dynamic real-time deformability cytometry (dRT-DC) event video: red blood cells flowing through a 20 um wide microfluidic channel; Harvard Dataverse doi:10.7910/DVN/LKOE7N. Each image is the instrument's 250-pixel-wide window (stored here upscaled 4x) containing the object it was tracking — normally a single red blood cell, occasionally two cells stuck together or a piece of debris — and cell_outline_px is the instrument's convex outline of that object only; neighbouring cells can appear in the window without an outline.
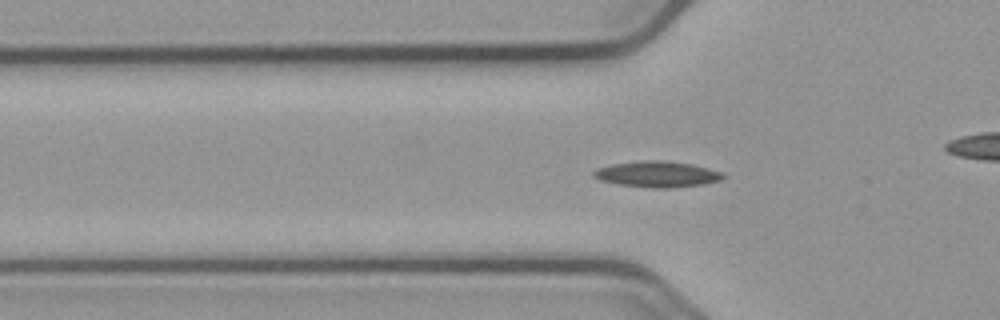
{"species": "common noctule bat (a hibernating species)", "species_latin": "Nyctalus noctula", "temperature_condition": "cold", "stored_images_in_passage": 42, "camera_frame_rate_fps": 3000, "um_per_image_px": 0.085, "animal": {"sex": "male", "body_mass_g": 23.1, "forearm_length_mm": 52.7}, "frame": {"image": 1, "passage_image": 4, "time_ms": 1.0, "image_size_px": [1000, 320], "cell_outline_px": [[728, 176], [720, 180], [704, 184], [672, 188], [652, 188], [620, 184], [600, 180], [592, 176], [592, 172], [596, 168], [612, 164], [644, 160], [664, 160], [692, 164], [708, 168], [720, 172]], "centroid_in_image_um": [55.86, 14.8], "position_along_channel_um": 69.9, "area_um2": 19.65}}
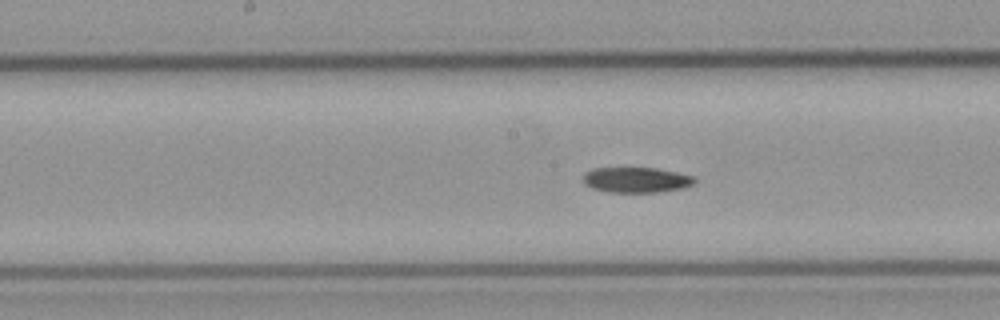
{"frame": {"image": 2, "passage_image": 14, "time_ms": 4.333, "image_size_px": [1000, 320], "cell_outline_px": [[696, 184], [684, 188], [660, 192], [608, 192], [592, 188], [584, 184], [584, 172], [592, 168], [656, 168], [696, 176]], "centroid_in_image_um": [54.13, 15.29], "position_along_channel_um": 194.1, "area_um2": 16.7}}
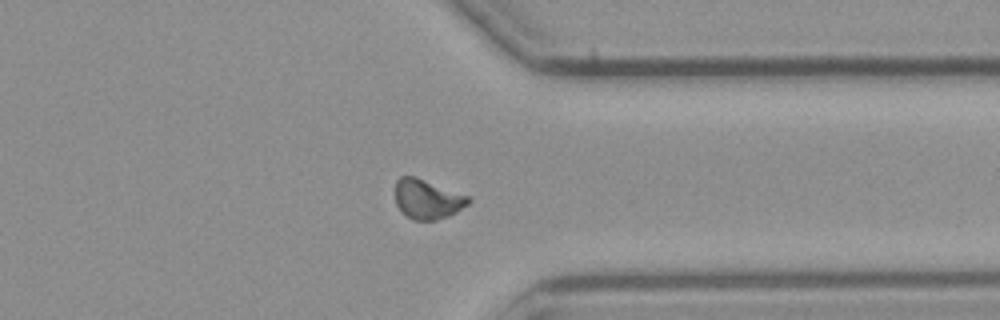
{"frame": {"image": 3, "passage_image": 29, "time_ms": 9.333, "image_size_px": [1000, 320], "cell_outline_px": [[472, 200], [468, 204], [456, 212], [448, 216], [436, 220], [412, 220], [396, 204], [396, 180], [400, 176], [412, 176], [468, 196]], "centroid_in_image_um": [36.32, 16.94], "position_along_channel_um": 375.1, "area_um2": 16.42}}